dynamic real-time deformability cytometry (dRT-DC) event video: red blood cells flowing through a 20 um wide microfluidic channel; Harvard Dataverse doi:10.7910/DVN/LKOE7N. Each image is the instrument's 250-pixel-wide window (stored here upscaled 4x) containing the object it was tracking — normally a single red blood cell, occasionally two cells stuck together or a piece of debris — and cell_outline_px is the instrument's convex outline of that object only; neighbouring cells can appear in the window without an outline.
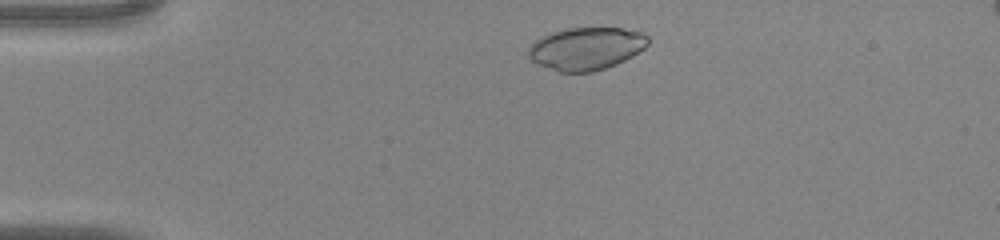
{"species": "common noctule bat (a hibernating species)", "species_latin": "Nyctalus noctula", "temperature_condition": "warm", "stored_images_in_passage": 32, "camera_frame_rate_fps": 3000, "um_per_image_px": 0.085, "animal": {"sex": "male", "body_mass_g": 20.0, "forearm_length_mm": 53.3}, "frame": {"image": 1, "passage_image": 3, "time_ms": 0.667, "image_size_px": [1000, 240], "cell_outline_px": [[648, 44], [644, 48], [632, 56], [616, 64], [592, 72], [560, 72], [540, 64], [532, 60], [528, 56], [528, 48], [540, 36], [552, 32], [568, 28], [624, 28], [644, 32], [648, 36]], "centroid_in_image_um": [49.85, 4.11], "position_along_channel_um": 35.2, "area_um2": 29.59}}
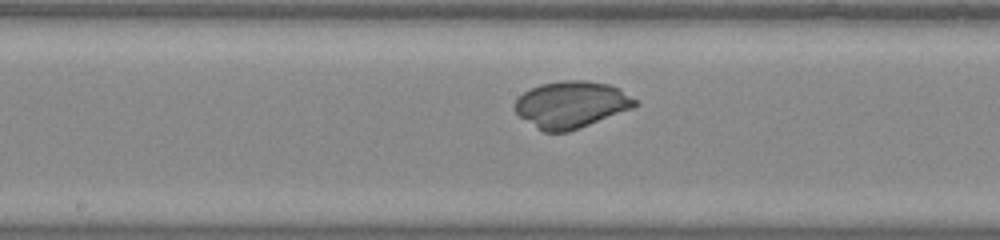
{"frame": {"image": 2, "passage_image": 17, "time_ms": 5.333, "image_size_px": [1000, 240], "cell_outline_px": [[640, 104], [632, 108], [580, 128], [568, 132], [544, 132], [536, 128], [520, 116], [516, 112], [516, 100], [524, 92], [540, 84], [564, 80], [588, 80], [608, 84], [620, 88], [636, 100]], "centroid_in_image_um": [48.58, 8.88], "position_along_channel_um": 199.6, "area_um2": 32.6}}
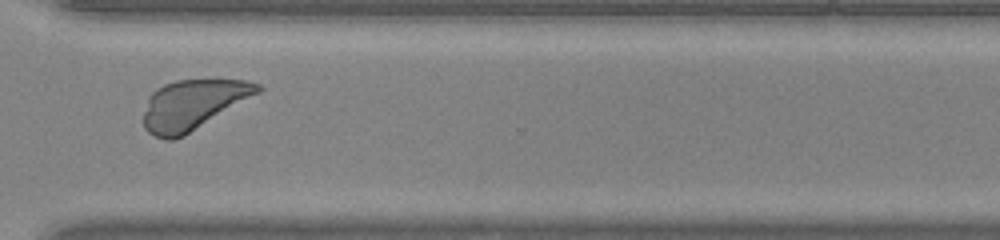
{"frame": {"image": 3, "passage_image": 27, "time_ms": 8.667, "image_size_px": [1000, 240], "cell_outline_px": [[264, 88], [260, 92], [184, 136], [172, 140], [164, 140], [148, 132], [144, 128], [144, 112], [148, 100], [152, 92], [156, 88], [164, 84], [176, 80], [244, 80], [260, 84]], "centroid_in_image_um": [16.39, 8.9], "position_along_channel_um": 354.2, "area_um2": 32.95}}